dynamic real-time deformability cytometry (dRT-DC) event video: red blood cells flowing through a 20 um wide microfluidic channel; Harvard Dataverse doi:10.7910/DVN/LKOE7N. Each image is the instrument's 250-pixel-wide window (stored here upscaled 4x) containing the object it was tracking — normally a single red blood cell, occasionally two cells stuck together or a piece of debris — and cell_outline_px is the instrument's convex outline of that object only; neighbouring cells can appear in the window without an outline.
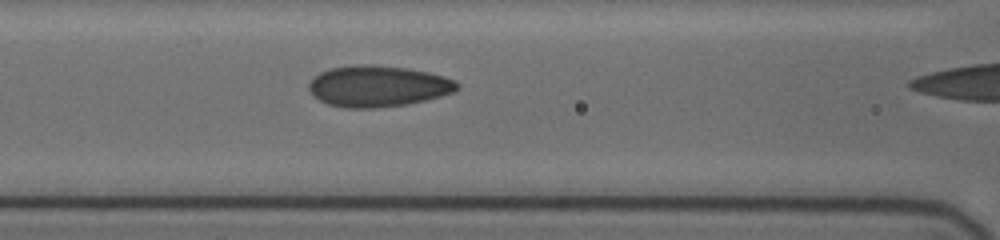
{"species": "human", "species_latin": "Homo sapiens", "temperature_condition": "cold", "stored_images_in_passage": 25, "camera_frame_rate_fps": 3000, "um_per_image_px": 0.085, "donor": {"sex": "female"}, "frame": {"image": 1, "passage_image": 17, "time_ms": 5.667, "image_size_px": [1000, 240], "cell_outline_px": [[460, 88], [456, 92], [408, 104], [376, 108], [344, 108], [328, 104], [320, 100], [308, 88], [308, 84], [320, 72], [332, 68], [356, 64], [364, 64], [404, 68], [428, 72], [444, 76], [456, 80], [460, 84]], "centroid_in_image_um": [32.17, 7.33], "position_along_channel_um": 134.4, "area_um2": 35.49}}
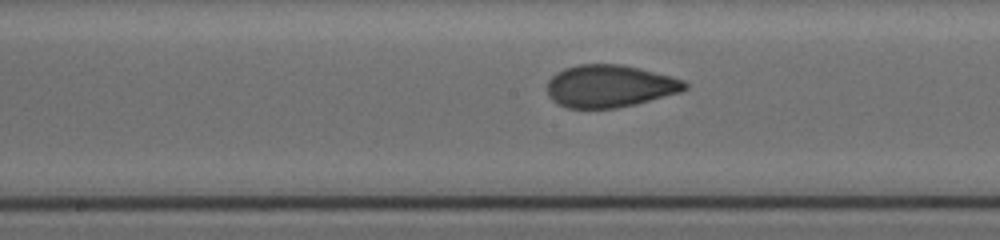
{"frame": {"image": 2, "passage_image": 22, "time_ms": 7.333, "image_size_px": [1000, 240], "cell_outline_px": [[688, 88], [680, 92], [636, 104], [616, 108], [568, 108], [552, 100], [548, 96], [548, 80], [556, 72], [564, 68], [576, 64], [620, 64], [640, 68], [672, 76], [684, 80], [688, 84]], "centroid_in_image_um": [51.84, 7.31], "position_along_channel_um": 196.4, "area_um2": 34.16}}